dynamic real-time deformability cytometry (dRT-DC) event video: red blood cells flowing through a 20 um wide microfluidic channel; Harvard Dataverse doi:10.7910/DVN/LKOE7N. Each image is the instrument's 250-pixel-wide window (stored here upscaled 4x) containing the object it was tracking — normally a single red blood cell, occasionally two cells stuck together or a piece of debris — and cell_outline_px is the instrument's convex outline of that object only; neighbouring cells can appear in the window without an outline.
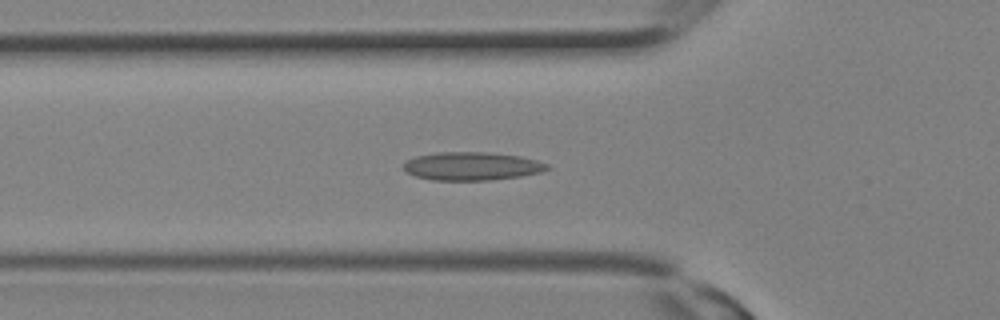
{"species": "Egyptian fruit bat (a non-hibernating species)", "species_latin": "Rousettus aegyptiacus", "temperature_condition": "room temperature", "stored_images_in_passage": 15, "camera_frame_rate_fps": 3000, "um_per_image_px": 0.085, "animal": {"sex": "female"}, "frame": {"image": 1, "passage_image": 9, "time_ms": 2.667, "image_size_px": [1000, 320], "cell_outline_px": [[552, 168], [544, 172], [520, 176], [488, 180], [432, 180], [416, 176], [408, 172], [404, 168], [404, 164], [408, 160], [416, 156], [436, 152], [488, 152], [520, 156], [536, 160], [548, 164]], "centroid_in_image_um": [40.16, 14.12], "position_along_channel_um": 85.6, "area_um2": 23.64}}
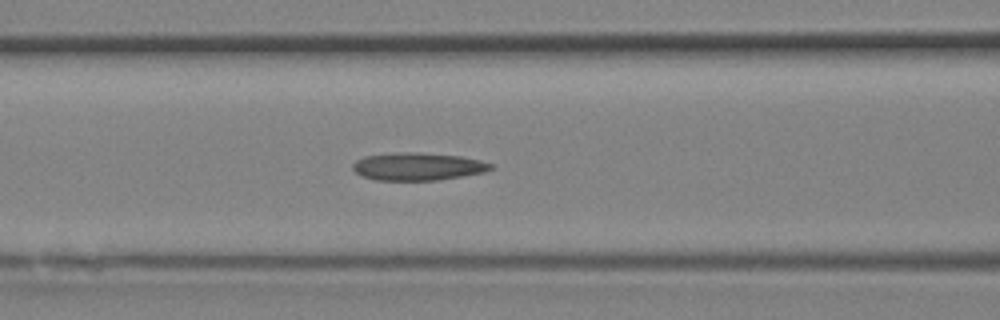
{"frame": {"image": 2, "passage_image": 11, "time_ms": 3.333, "image_size_px": [1000, 320], "cell_outline_px": [[496, 168], [484, 172], [436, 180], [376, 180], [364, 176], [356, 172], [352, 168], [352, 164], [356, 160], [364, 156], [396, 152], [416, 152], [460, 156], [480, 160], [496, 164]], "centroid_in_image_um": [35.55, 14.14], "position_along_channel_um": 131.1, "area_um2": 22.31}}
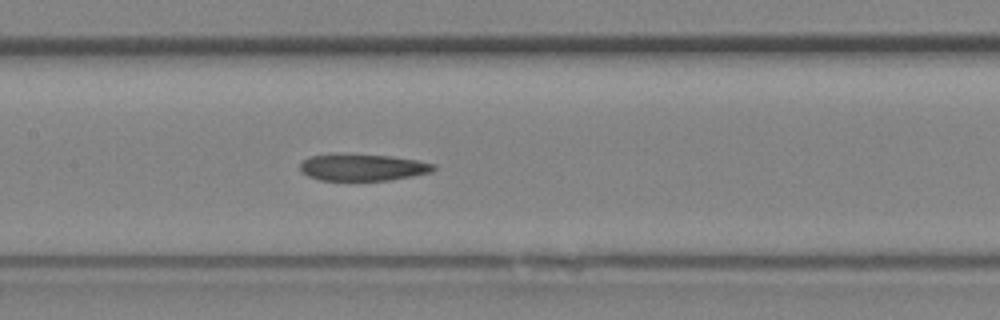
{"frame": {"image": 3, "passage_image": 13, "time_ms": 4.0, "image_size_px": [1000, 320], "cell_outline_px": [[436, 168], [432, 172], [412, 176], [388, 180], [320, 180], [308, 176], [300, 172], [300, 164], [304, 160], [312, 156], [336, 152], [388, 156], [416, 160], [436, 164]], "centroid_in_image_um": [30.79, 14.21], "position_along_channel_um": 176.6, "area_um2": 21.1}}